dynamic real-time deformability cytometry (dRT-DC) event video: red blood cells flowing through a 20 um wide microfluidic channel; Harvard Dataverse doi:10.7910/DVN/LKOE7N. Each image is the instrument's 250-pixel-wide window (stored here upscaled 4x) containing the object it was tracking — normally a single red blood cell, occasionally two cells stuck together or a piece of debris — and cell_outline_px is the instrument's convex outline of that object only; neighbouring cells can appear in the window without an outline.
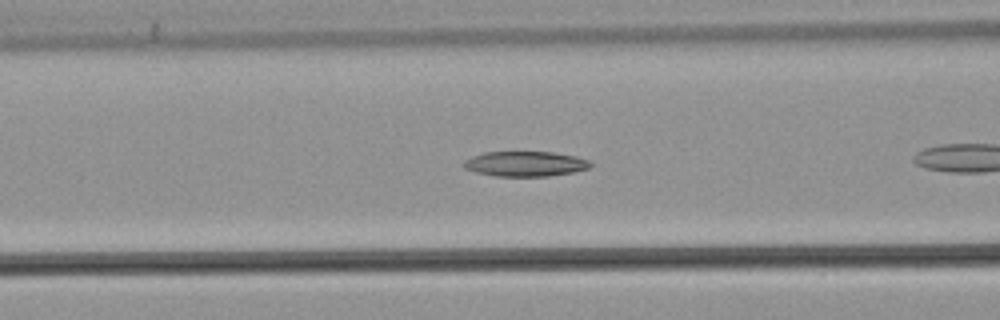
{"species": "common noctule bat (a hibernating species)", "species_latin": "Nyctalus noctula", "temperature_condition": "warm", "stored_images_in_passage": 18, "camera_frame_rate_fps": 3000, "um_per_image_px": 0.085, "animal": {"sex": "male", "body_mass_g": 21.5, "forearm_length_mm": 52.0}, "frame": {"image": 1, "passage_image": 6, "time_ms": 1.667, "image_size_px": [1000, 320], "cell_outline_px": [[592, 164], [588, 168], [572, 172], [548, 176], [496, 176], [476, 172], [464, 168], [464, 160], [472, 156], [484, 152], [552, 152], [576, 156], [588, 160]], "centroid_in_image_um": [44.63, 13.92], "position_along_channel_um": 122.0, "area_um2": 18.38}}